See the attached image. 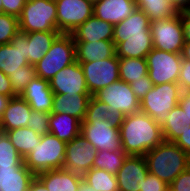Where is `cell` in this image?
Wrapping results in <instances>:
<instances>
[{"mask_svg":"<svg viewBox=\"0 0 190 191\" xmlns=\"http://www.w3.org/2000/svg\"><path fill=\"white\" fill-rule=\"evenodd\" d=\"M120 139L127 155L142 156L164 141L161 126L141 111L124 117Z\"/></svg>","mask_w":190,"mask_h":191,"instance_id":"1","label":"cell"},{"mask_svg":"<svg viewBox=\"0 0 190 191\" xmlns=\"http://www.w3.org/2000/svg\"><path fill=\"white\" fill-rule=\"evenodd\" d=\"M144 156L149 173L168 185L190 166V157L174 142L163 141Z\"/></svg>","mask_w":190,"mask_h":191,"instance_id":"2","label":"cell"},{"mask_svg":"<svg viewBox=\"0 0 190 191\" xmlns=\"http://www.w3.org/2000/svg\"><path fill=\"white\" fill-rule=\"evenodd\" d=\"M66 142L48 133L40 143L24 157V165L36 176L41 172L62 169L65 159Z\"/></svg>","mask_w":190,"mask_h":191,"instance_id":"3","label":"cell"},{"mask_svg":"<svg viewBox=\"0 0 190 191\" xmlns=\"http://www.w3.org/2000/svg\"><path fill=\"white\" fill-rule=\"evenodd\" d=\"M76 61L75 42L71 34L61 33L45 56L35 65L36 76L47 81Z\"/></svg>","mask_w":190,"mask_h":191,"instance_id":"4","label":"cell"},{"mask_svg":"<svg viewBox=\"0 0 190 191\" xmlns=\"http://www.w3.org/2000/svg\"><path fill=\"white\" fill-rule=\"evenodd\" d=\"M181 92L178 83L154 85L140 100V111L162 126L169 112L178 105Z\"/></svg>","mask_w":190,"mask_h":191,"instance_id":"5","label":"cell"},{"mask_svg":"<svg viewBox=\"0 0 190 191\" xmlns=\"http://www.w3.org/2000/svg\"><path fill=\"white\" fill-rule=\"evenodd\" d=\"M18 22L19 31L24 33L58 31L55 0H32L26 2Z\"/></svg>","mask_w":190,"mask_h":191,"instance_id":"6","label":"cell"},{"mask_svg":"<svg viewBox=\"0 0 190 191\" xmlns=\"http://www.w3.org/2000/svg\"><path fill=\"white\" fill-rule=\"evenodd\" d=\"M97 150L80 133L66 143L65 159L62 169L80 181H85L87 172L93 168Z\"/></svg>","mask_w":190,"mask_h":191,"instance_id":"7","label":"cell"},{"mask_svg":"<svg viewBox=\"0 0 190 191\" xmlns=\"http://www.w3.org/2000/svg\"><path fill=\"white\" fill-rule=\"evenodd\" d=\"M148 75L153 85L178 83L182 56L153 48L146 57Z\"/></svg>","mask_w":190,"mask_h":191,"instance_id":"8","label":"cell"},{"mask_svg":"<svg viewBox=\"0 0 190 191\" xmlns=\"http://www.w3.org/2000/svg\"><path fill=\"white\" fill-rule=\"evenodd\" d=\"M155 49L180 53L185 43L180 12L167 20H154L150 23Z\"/></svg>","mask_w":190,"mask_h":191,"instance_id":"9","label":"cell"},{"mask_svg":"<svg viewBox=\"0 0 190 191\" xmlns=\"http://www.w3.org/2000/svg\"><path fill=\"white\" fill-rule=\"evenodd\" d=\"M93 96L108 105V111L117 110L124 116L140 111V100L135 96L130 84L118 80L98 90Z\"/></svg>","mask_w":190,"mask_h":191,"instance_id":"10","label":"cell"},{"mask_svg":"<svg viewBox=\"0 0 190 191\" xmlns=\"http://www.w3.org/2000/svg\"><path fill=\"white\" fill-rule=\"evenodd\" d=\"M89 93L93 95L98 90L120 80L119 58L116 54L104 60L80 63Z\"/></svg>","mask_w":190,"mask_h":191,"instance_id":"11","label":"cell"},{"mask_svg":"<svg viewBox=\"0 0 190 191\" xmlns=\"http://www.w3.org/2000/svg\"><path fill=\"white\" fill-rule=\"evenodd\" d=\"M57 30L71 34L94 13V5L88 0H55Z\"/></svg>","mask_w":190,"mask_h":191,"instance_id":"12","label":"cell"},{"mask_svg":"<svg viewBox=\"0 0 190 191\" xmlns=\"http://www.w3.org/2000/svg\"><path fill=\"white\" fill-rule=\"evenodd\" d=\"M80 133L97 151L121 150L120 129L113 127L108 121H83Z\"/></svg>","mask_w":190,"mask_h":191,"instance_id":"13","label":"cell"},{"mask_svg":"<svg viewBox=\"0 0 190 191\" xmlns=\"http://www.w3.org/2000/svg\"><path fill=\"white\" fill-rule=\"evenodd\" d=\"M148 172L145 156L128 155L116 174L119 191H143Z\"/></svg>","mask_w":190,"mask_h":191,"instance_id":"14","label":"cell"},{"mask_svg":"<svg viewBox=\"0 0 190 191\" xmlns=\"http://www.w3.org/2000/svg\"><path fill=\"white\" fill-rule=\"evenodd\" d=\"M54 94H90L83 69L78 61L66 66L49 81Z\"/></svg>","mask_w":190,"mask_h":191,"instance_id":"15","label":"cell"},{"mask_svg":"<svg viewBox=\"0 0 190 191\" xmlns=\"http://www.w3.org/2000/svg\"><path fill=\"white\" fill-rule=\"evenodd\" d=\"M27 33L19 31L9 44L0 45V70L7 76L26 66Z\"/></svg>","mask_w":190,"mask_h":191,"instance_id":"16","label":"cell"},{"mask_svg":"<svg viewBox=\"0 0 190 191\" xmlns=\"http://www.w3.org/2000/svg\"><path fill=\"white\" fill-rule=\"evenodd\" d=\"M20 96L28 102L32 110L51 113L54 93L50 88L49 81L40 77L34 78Z\"/></svg>","mask_w":190,"mask_h":191,"instance_id":"17","label":"cell"},{"mask_svg":"<svg viewBox=\"0 0 190 191\" xmlns=\"http://www.w3.org/2000/svg\"><path fill=\"white\" fill-rule=\"evenodd\" d=\"M114 25L92 15L72 33L74 42L113 41Z\"/></svg>","mask_w":190,"mask_h":191,"instance_id":"18","label":"cell"},{"mask_svg":"<svg viewBox=\"0 0 190 191\" xmlns=\"http://www.w3.org/2000/svg\"><path fill=\"white\" fill-rule=\"evenodd\" d=\"M137 9L134 0H101L94 4L96 17L116 25Z\"/></svg>","mask_w":190,"mask_h":191,"instance_id":"19","label":"cell"},{"mask_svg":"<svg viewBox=\"0 0 190 191\" xmlns=\"http://www.w3.org/2000/svg\"><path fill=\"white\" fill-rule=\"evenodd\" d=\"M150 23L151 21L144 11L137 8L125 20L114 25V45L123 42V37L145 36L150 31Z\"/></svg>","mask_w":190,"mask_h":191,"instance_id":"20","label":"cell"},{"mask_svg":"<svg viewBox=\"0 0 190 191\" xmlns=\"http://www.w3.org/2000/svg\"><path fill=\"white\" fill-rule=\"evenodd\" d=\"M91 96V94H54L51 113H67L82 123Z\"/></svg>","mask_w":190,"mask_h":191,"instance_id":"21","label":"cell"},{"mask_svg":"<svg viewBox=\"0 0 190 191\" xmlns=\"http://www.w3.org/2000/svg\"><path fill=\"white\" fill-rule=\"evenodd\" d=\"M32 108L20 95L11 98L1 116L2 131L26 127Z\"/></svg>","mask_w":190,"mask_h":191,"instance_id":"22","label":"cell"},{"mask_svg":"<svg viewBox=\"0 0 190 191\" xmlns=\"http://www.w3.org/2000/svg\"><path fill=\"white\" fill-rule=\"evenodd\" d=\"M34 177L24 164L0 167V191H28Z\"/></svg>","mask_w":190,"mask_h":191,"instance_id":"23","label":"cell"},{"mask_svg":"<svg viewBox=\"0 0 190 191\" xmlns=\"http://www.w3.org/2000/svg\"><path fill=\"white\" fill-rule=\"evenodd\" d=\"M59 31H41L27 33L26 60L36 65L50 49L52 43L60 35Z\"/></svg>","mask_w":190,"mask_h":191,"instance_id":"24","label":"cell"},{"mask_svg":"<svg viewBox=\"0 0 190 191\" xmlns=\"http://www.w3.org/2000/svg\"><path fill=\"white\" fill-rule=\"evenodd\" d=\"M76 61L92 62L111 58L116 54L113 41L75 42Z\"/></svg>","mask_w":190,"mask_h":191,"instance_id":"25","label":"cell"},{"mask_svg":"<svg viewBox=\"0 0 190 191\" xmlns=\"http://www.w3.org/2000/svg\"><path fill=\"white\" fill-rule=\"evenodd\" d=\"M118 58H145L154 48L151 30L145 36L123 37L116 46Z\"/></svg>","mask_w":190,"mask_h":191,"instance_id":"26","label":"cell"},{"mask_svg":"<svg viewBox=\"0 0 190 191\" xmlns=\"http://www.w3.org/2000/svg\"><path fill=\"white\" fill-rule=\"evenodd\" d=\"M81 122L67 113L49 114V133L64 142H70L80 134Z\"/></svg>","mask_w":190,"mask_h":191,"instance_id":"27","label":"cell"},{"mask_svg":"<svg viewBox=\"0 0 190 191\" xmlns=\"http://www.w3.org/2000/svg\"><path fill=\"white\" fill-rule=\"evenodd\" d=\"M48 191H78L80 180L73 177L65 169H54L36 175Z\"/></svg>","mask_w":190,"mask_h":191,"instance_id":"28","label":"cell"},{"mask_svg":"<svg viewBox=\"0 0 190 191\" xmlns=\"http://www.w3.org/2000/svg\"><path fill=\"white\" fill-rule=\"evenodd\" d=\"M120 111H108V105L97 100L93 95L90 97L84 121H108L113 127L119 128L124 120Z\"/></svg>","mask_w":190,"mask_h":191,"instance_id":"29","label":"cell"},{"mask_svg":"<svg viewBox=\"0 0 190 191\" xmlns=\"http://www.w3.org/2000/svg\"><path fill=\"white\" fill-rule=\"evenodd\" d=\"M136 7L149 17L150 21L167 20L179 13L169 0H134Z\"/></svg>","mask_w":190,"mask_h":191,"instance_id":"30","label":"cell"},{"mask_svg":"<svg viewBox=\"0 0 190 191\" xmlns=\"http://www.w3.org/2000/svg\"><path fill=\"white\" fill-rule=\"evenodd\" d=\"M11 143L16 148L17 152L24 158L31 152L36 144L40 143L41 135L34 132L28 127H21L14 130L6 131Z\"/></svg>","mask_w":190,"mask_h":191,"instance_id":"31","label":"cell"},{"mask_svg":"<svg viewBox=\"0 0 190 191\" xmlns=\"http://www.w3.org/2000/svg\"><path fill=\"white\" fill-rule=\"evenodd\" d=\"M186 125H190V122L187 121L185 111L178 104L169 112L161 126L164 141L174 142L183 133Z\"/></svg>","mask_w":190,"mask_h":191,"instance_id":"32","label":"cell"},{"mask_svg":"<svg viewBox=\"0 0 190 191\" xmlns=\"http://www.w3.org/2000/svg\"><path fill=\"white\" fill-rule=\"evenodd\" d=\"M120 80L131 84L133 81L144 80L148 75L147 60L145 58H119Z\"/></svg>","mask_w":190,"mask_h":191,"instance_id":"33","label":"cell"},{"mask_svg":"<svg viewBox=\"0 0 190 191\" xmlns=\"http://www.w3.org/2000/svg\"><path fill=\"white\" fill-rule=\"evenodd\" d=\"M127 156L123 149L116 151H97L93 161V168L105 170L116 175Z\"/></svg>","mask_w":190,"mask_h":191,"instance_id":"34","label":"cell"},{"mask_svg":"<svg viewBox=\"0 0 190 191\" xmlns=\"http://www.w3.org/2000/svg\"><path fill=\"white\" fill-rule=\"evenodd\" d=\"M85 182L95 191H119L116 175L105 170L91 168Z\"/></svg>","mask_w":190,"mask_h":191,"instance_id":"35","label":"cell"},{"mask_svg":"<svg viewBox=\"0 0 190 191\" xmlns=\"http://www.w3.org/2000/svg\"><path fill=\"white\" fill-rule=\"evenodd\" d=\"M24 158L17 152L5 131H0V167L22 166Z\"/></svg>","mask_w":190,"mask_h":191,"instance_id":"36","label":"cell"},{"mask_svg":"<svg viewBox=\"0 0 190 191\" xmlns=\"http://www.w3.org/2000/svg\"><path fill=\"white\" fill-rule=\"evenodd\" d=\"M12 88L17 95H20L25 87L36 78V71L34 65H26L20 67V70L13 75H9Z\"/></svg>","mask_w":190,"mask_h":191,"instance_id":"37","label":"cell"},{"mask_svg":"<svg viewBox=\"0 0 190 191\" xmlns=\"http://www.w3.org/2000/svg\"><path fill=\"white\" fill-rule=\"evenodd\" d=\"M18 32V18L4 13L0 14V45L9 44Z\"/></svg>","mask_w":190,"mask_h":191,"instance_id":"38","label":"cell"},{"mask_svg":"<svg viewBox=\"0 0 190 191\" xmlns=\"http://www.w3.org/2000/svg\"><path fill=\"white\" fill-rule=\"evenodd\" d=\"M34 132L43 136L49 133V114L45 112L32 110L28 119L27 126Z\"/></svg>","mask_w":190,"mask_h":191,"instance_id":"39","label":"cell"},{"mask_svg":"<svg viewBox=\"0 0 190 191\" xmlns=\"http://www.w3.org/2000/svg\"><path fill=\"white\" fill-rule=\"evenodd\" d=\"M169 191H190V166L173 180Z\"/></svg>","mask_w":190,"mask_h":191,"instance_id":"40","label":"cell"},{"mask_svg":"<svg viewBox=\"0 0 190 191\" xmlns=\"http://www.w3.org/2000/svg\"><path fill=\"white\" fill-rule=\"evenodd\" d=\"M25 4V0H2V13L19 18Z\"/></svg>","mask_w":190,"mask_h":191,"instance_id":"41","label":"cell"},{"mask_svg":"<svg viewBox=\"0 0 190 191\" xmlns=\"http://www.w3.org/2000/svg\"><path fill=\"white\" fill-rule=\"evenodd\" d=\"M130 86L135 96L141 100L154 85L150 80L149 75H146L144 76V80L133 81Z\"/></svg>","mask_w":190,"mask_h":191,"instance_id":"42","label":"cell"},{"mask_svg":"<svg viewBox=\"0 0 190 191\" xmlns=\"http://www.w3.org/2000/svg\"><path fill=\"white\" fill-rule=\"evenodd\" d=\"M143 191H169V185L148 172L143 184Z\"/></svg>","mask_w":190,"mask_h":191,"instance_id":"43","label":"cell"},{"mask_svg":"<svg viewBox=\"0 0 190 191\" xmlns=\"http://www.w3.org/2000/svg\"><path fill=\"white\" fill-rule=\"evenodd\" d=\"M178 84L182 92L190 91V61L188 60H182Z\"/></svg>","mask_w":190,"mask_h":191,"instance_id":"44","label":"cell"},{"mask_svg":"<svg viewBox=\"0 0 190 191\" xmlns=\"http://www.w3.org/2000/svg\"><path fill=\"white\" fill-rule=\"evenodd\" d=\"M183 133L174 141L190 157V125H186Z\"/></svg>","mask_w":190,"mask_h":191,"instance_id":"45","label":"cell"},{"mask_svg":"<svg viewBox=\"0 0 190 191\" xmlns=\"http://www.w3.org/2000/svg\"><path fill=\"white\" fill-rule=\"evenodd\" d=\"M0 94L17 96L14 92L9 77L0 70Z\"/></svg>","mask_w":190,"mask_h":191,"instance_id":"46","label":"cell"},{"mask_svg":"<svg viewBox=\"0 0 190 191\" xmlns=\"http://www.w3.org/2000/svg\"><path fill=\"white\" fill-rule=\"evenodd\" d=\"M185 41H190V11H180Z\"/></svg>","mask_w":190,"mask_h":191,"instance_id":"47","label":"cell"},{"mask_svg":"<svg viewBox=\"0 0 190 191\" xmlns=\"http://www.w3.org/2000/svg\"><path fill=\"white\" fill-rule=\"evenodd\" d=\"M178 104L183 108L186 119L190 122V91L181 92Z\"/></svg>","mask_w":190,"mask_h":191,"instance_id":"48","label":"cell"},{"mask_svg":"<svg viewBox=\"0 0 190 191\" xmlns=\"http://www.w3.org/2000/svg\"><path fill=\"white\" fill-rule=\"evenodd\" d=\"M28 191H48L43 182L35 176L28 188Z\"/></svg>","mask_w":190,"mask_h":191,"instance_id":"49","label":"cell"},{"mask_svg":"<svg viewBox=\"0 0 190 191\" xmlns=\"http://www.w3.org/2000/svg\"><path fill=\"white\" fill-rule=\"evenodd\" d=\"M169 1L179 12L187 10L190 6V0H169Z\"/></svg>","mask_w":190,"mask_h":191,"instance_id":"50","label":"cell"},{"mask_svg":"<svg viewBox=\"0 0 190 191\" xmlns=\"http://www.w3.org/2000/svg\"><path fill=\"white\" fill-rule=\"evenodd\" d=\"M12 97H14V96H7L4 94H0V117L4 113V110L6 109L8 103L10 102Z\"/></svg>","mask_w":190,"mask_h":191,"instance_id":"51","label":"cell"},{"mask_svg":"<svg viewBox=\"0 0 190 191\" xmlns=\"http://www.w3.org/2000/svg\"><path fill=\"white\" fill-rule=\"evenodd\" d=\"M182 59L190 61V41H185L181 52Z\"/></svg>","mask_w":190,"mask_h":191,"instance_id":"52","label":"cell"},{"mask_svg":"<svg viewBox=\"0 0 190 191\" xmlns=\"http://www.w3.org/2000/svg\"><path fill=\"white\" fill-rule=\"evenodd\" d=\"M78 191H95L90 185H88L85 181H81Z\"/></svg>","mask_w":190,"mask_h":191,"instance_id":"53","label":"cell"},{"mask_svg":"<svg viewBox=\"0 0 190 191\" xmlns=\"http://www.w3.org/2000/svg\"><path fill=\"white\" fill-rule=\"evenodd\" d=\"M88 1L94 5L95 3H97L98 1H101V0H88Z\"/></svg>","mask_w":190,"mask_h":191,"instance_id":"54","label":"cell"},{"mask_svg":"<svg viewBox=\"0 0 190 191\" xmlns=\"http://www.w3.org/2000/svg\"><path fill=\"white\" fill-rule=\"evenodd\" d=\"M0 14H2V0H0Z\"/></svg>","mask_w":190,"mask_h":191,"instance_id":"55","label":"cell"},{"mask_svg":"<svg viewBox=\"0 0 190 191\" xmlns=\"http://www.w3.org/2000/svg\"><path fill=\"white\" fill-rule=\"evenodd\" d=\"M0 131H2L1 117H0Z\"/></svg>","mask_w":190,"mask_h":191,"instance_id":"56","label":"cell"}]
</instances>
